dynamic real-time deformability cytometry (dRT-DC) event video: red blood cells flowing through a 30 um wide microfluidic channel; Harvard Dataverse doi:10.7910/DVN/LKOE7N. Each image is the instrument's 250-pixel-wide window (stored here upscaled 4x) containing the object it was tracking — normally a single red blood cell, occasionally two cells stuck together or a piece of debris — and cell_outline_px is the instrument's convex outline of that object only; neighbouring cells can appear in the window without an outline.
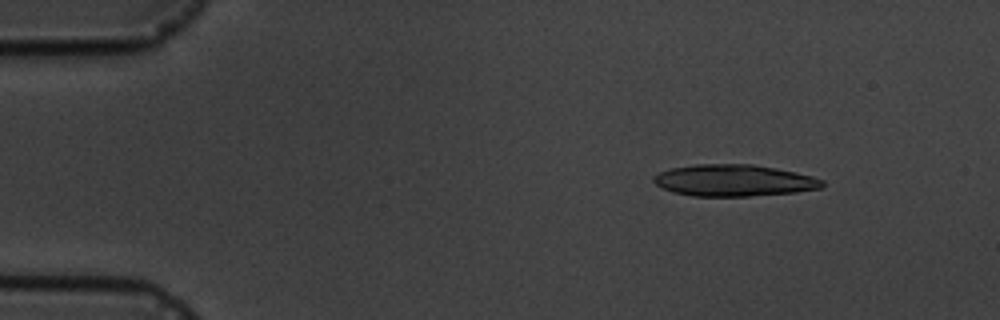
{"species": "common noctule bat (a hibernating species)", "species_latin": "Nyctalus noctula", "temperature_condition": "cold", "stored_images_in_passage": 4, "camera_frame_rate_fps": 3000, "um_per_image_px": 0.085, "animal": {"sex": "male", "body_mass_g": 19.5, "forearm_length_mm": 54.6}, "frame": {"image": 1, "passage_image": 1, "time_ms": 0.0, "image_size_px": [1000, 320], "cell_outline_px": [[824, 184], [820, 188], [796, 192], [748, 196], [692, 196], [672, 192], [656, 184], [652, 180], [652, 176], [660, 172], [672, 168], [696, 164], [752, 164], [776, 168], [796, 172], [812, 176], [824, 180]], "centroid_in_image_um": [62.38, 15.33], "position_along_channel_um": 22.6, "area_um2": 31.1}}
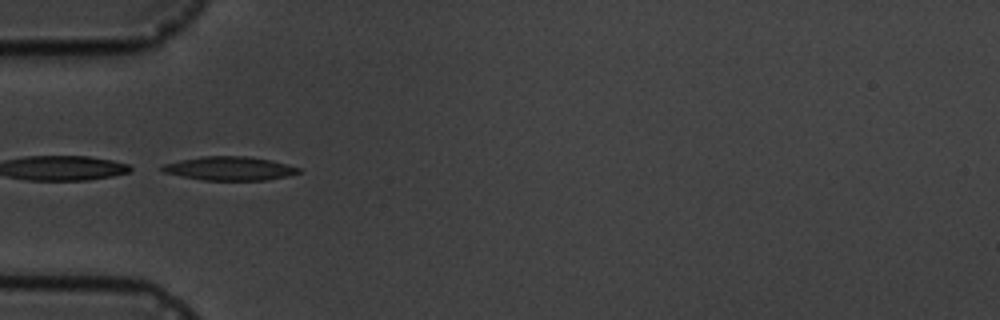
{"frame": {"image": 2, "passage_image": 4, "time_ms": 3.667, "image_size_px": [1000, 320], "cell_outline_px": [[300, 172], [288, 176], [264, 180], [204, 180], [164, 172], [160, 168], [164, 164], [180, 160], [204, 156], [248, 156], [288, 164], [300, 168]], "centroid_in_image_um": [19.54, 14.31], "position_along_channel_um": 65.5, "area_um2": 18.61}}